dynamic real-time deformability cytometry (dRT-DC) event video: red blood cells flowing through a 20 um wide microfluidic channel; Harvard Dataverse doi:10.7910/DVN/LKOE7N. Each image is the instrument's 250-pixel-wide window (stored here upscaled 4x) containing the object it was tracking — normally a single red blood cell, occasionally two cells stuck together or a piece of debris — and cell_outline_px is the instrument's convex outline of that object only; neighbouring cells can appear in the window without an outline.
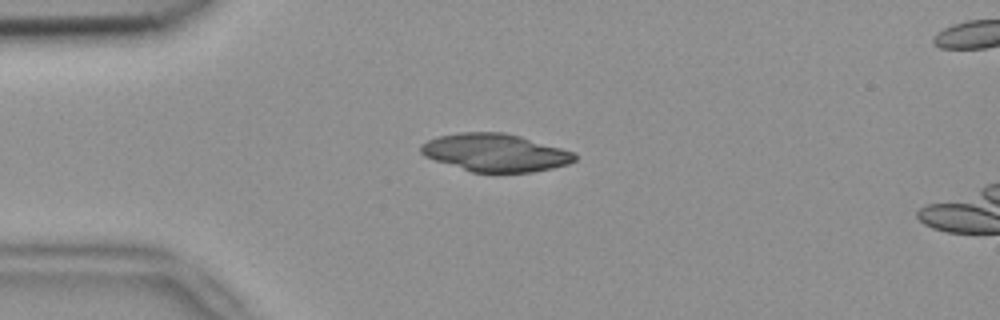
{"species": "common noctule bat (a hibernating species)", "species_latin": "Nyctalus noctula", "temperature_condition": "room temperature", "stored_images_in_passage": 3, "camera_frame_rate_fps": 3000, "um_per_image_px": 0.085, "animal": {"sex": "female", "body_mass_g": 18.4}, "frame": {"image": 1, "passage_image": 2, "time_ms": 0.333, "image_size_px": [1000, 320], "cell_outline_px": [[576, 160], [568, 164], [552, 168], [532, 172], [472, 172], [424, 156], [420, 152], [420, 144], [428, 140], [440, 136], [460, 132], [504, 132], [520, 136], [560, 148], [572, 152], [576, 156]], "centroid_in_image_um": [42.08, 12.97], "position_along_channel_um": 42.9, "area_um2": 33.52}}